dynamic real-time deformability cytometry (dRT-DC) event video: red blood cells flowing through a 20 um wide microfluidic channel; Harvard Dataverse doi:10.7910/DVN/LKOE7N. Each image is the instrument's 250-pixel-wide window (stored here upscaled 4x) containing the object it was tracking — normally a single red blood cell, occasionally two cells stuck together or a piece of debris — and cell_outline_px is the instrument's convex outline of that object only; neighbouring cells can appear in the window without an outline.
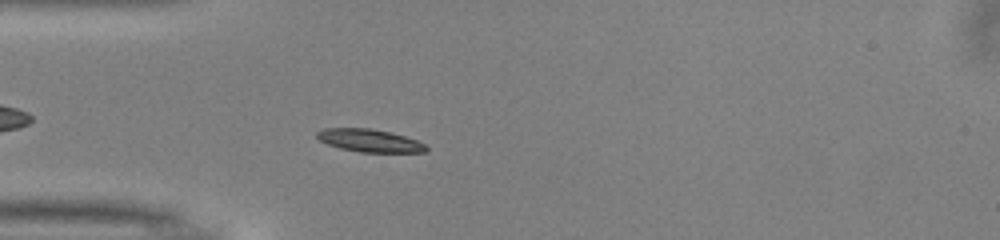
{"species": "common noctule bat (a hibernating species)", "species_latin": "Nyctalus noctula", "temperature_condition": "warm", "stored_images_in_passage": 39, "camera_frame_rate_fps": 3000, "um_per_image_px": 0.085, "animal": {"sex": "male", "body_mass_g": 13.0, "forearm_length_mm": 53.1}, "frame": {"image": 1, "passage_image": 2, "time_ms": 0.333, "image_size_px": [1000, 240], "cell_outline_px": [[428, 148], [424, 152], [360, 152], [340, 148], [328, 144], [320, 140], [316, 136], [316, 132], [324, 128], [368, 128], [392, 132], [416, 140], [424, 144]], "centroid_in_image_um": [31.39, 11.94], "position_along_channel_um": 53.6, "area_um2": 14.39}}
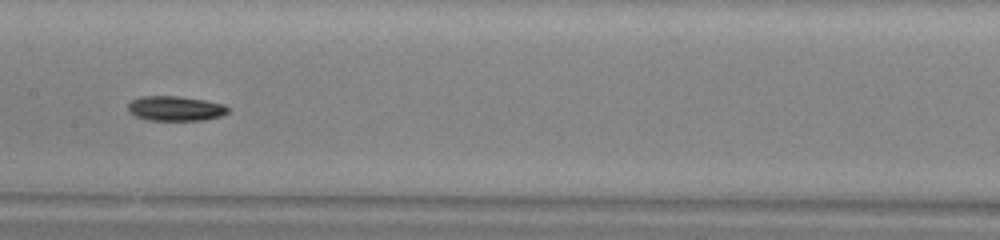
{"frame": {"image": 2, "passage_image": 13, "time_ms": 4.0, "image_size_px": [1000, 240], "cell_outline_px": [[228, 112], [220, 116], [204, 120], [148, 120], [136, 116], [128, 112], [128, 104], [132, 100], [140, 96], [176, 96], [204, 100], [224, 104], [228, 108]], "centroid_in_image_um": [14.89, 9.22], "position_along_channel_um": 192.5, "area_um2": 14.39}}
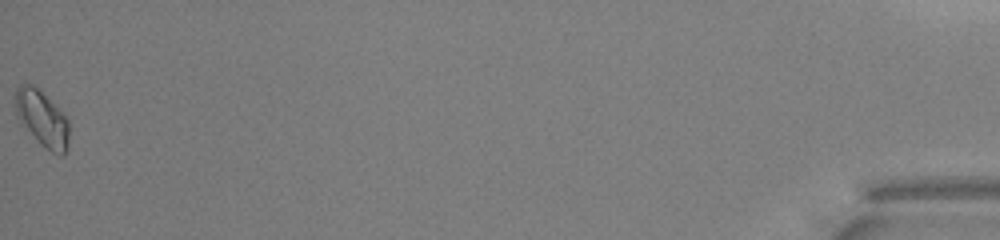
{"frame": {"image": 3, "passage_image": 39, "time_ms": 12.667, "image_size_px": [1000, 240], "cell_outline_px": [[68, 148], [64, 156], [60, 156], [44, 148], [36, 140], [16, 116], [16, 88], [20, 84], [32, 84], [68, 116]], "centroid_in_image_um": [3.61, 10.11], "position_along_channel_um": 431.6, "area_um2": 17.51}, "authors_computed_cell_mechanics": {"area_um2": 14.3922, "velocity_mm_per_s": 3.9824, "shape_relaxation_time_tau1_ms": 3.3677, "shape_relaxation_time_tau2_ms": null, "deformation_change_tau1": 0.0995, "deformation_change_tau2": null}}